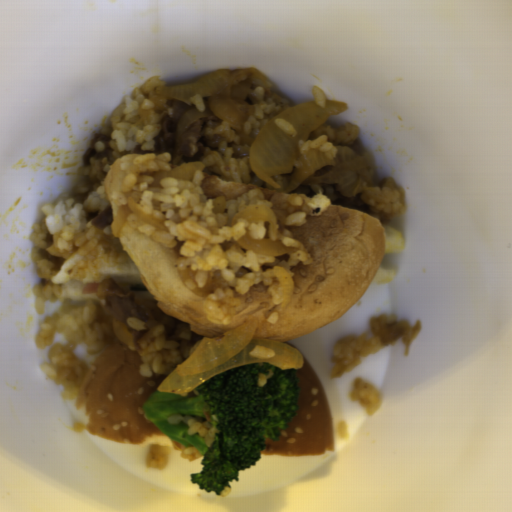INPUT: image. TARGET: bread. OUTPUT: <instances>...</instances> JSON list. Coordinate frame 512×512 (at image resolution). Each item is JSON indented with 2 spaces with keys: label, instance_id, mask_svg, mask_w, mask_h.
Returning <instances> with one entry per match:
<instances>
[{
  "label": "bread",
  "instance_id": "6",
  "mask_svg": "<svg viewBox=\"0 0 512 512\" xmlns=\"http://www.w3.org/2000/svg\"><path fill=\"white\" fill-rule=\"evenodd\" d=\"M384 229L385 249L383 255H394L404 251V237L400 230L393 226L382 223Z\"/></svg>",
  "mask_w": 512,
  "mask_h": 512
},
{
  "label": "bread",
  "instance_id": "5",
  "mask_svg": "<svg viewBox=\"0 0 512 512\" xmlns=\"http://www.w3.org/2000/svg\"><path fill=\"white\" fill-rule=\"evenodd\" d=\"M141 155L139 154H123L121 156H118L108 169L106 175L103 177V179L100 181L98 185H103L106 194L108 196V206H111L112 208V225L114 223V220L119 212L120 207L116 205L114 202L111 201V195L113 193L114 187L116 184H118L122 179L124 174L121 172L120 166L125 161H134L137 157Z\"/></svg>",
  "mask_w": 512,
  "mask_h": 512
},
{
  "label": "bread",
  "instance_id": "2",
  "mask_svg": "<svg viewBox=\"0 0 512 512\" xmlns=\"http://www.w3.org/2000/svg\"><path fill=\"white\" fill-rule=\"evenodd\" d=\"M141 356L130 346L109 343L86 367L76 406L89 432L108 442L149 448L174 449L173 439L162 433L143 410L169 375L142 377Z\"/></svg>",
  "mask_w": 512,
  "mask_h": 512
},
{
  "label": "bread",
  "instance_id": "3",
  "mask_svg": "<svg viewBox=\"0 0 512 512\" xmlns=\"http://www.w3.org/2000/svg\"><path fill=\"white\" fill-rule=\"evenodd\" d=\"M124 254L126 256L124 262L117 264L103 262L101 266H96L100 272L98 280H92L88 277L73 279L70 275V269L77 265L80 260H85V256L77 254L75 250L64 260L61 268L50 279L52 285L61 286V295L58 299L60 303L71 302L73 305H78L86 300L100 301L96 290L106 278H111L118 283L125 284L140 306L146 301H156L154 296L143 285L137 266L127 253L124 252Z\"/></svg>",
  "mask_w": 512,
  "mask_h": 512
},
{
  "label": "bread",
  "instance_id": "1",
  "mask_svg": "<svg viewBox=\"0 0 512 512\" xmlns=\"http://www.w3.org/2000/svg\"><path fill=\"white\" fill-rule=\"evenodd\" d=\"M302 226L286 225L307 248L309 265L289 268L294 286L288 305L252 301L233 315L228 325L210 321L204 308L207 294L188 289L177 271L174 246L159 243L137 231L117 236L122 250L136 266L142 285L155 304L146 312L156 327L163 325L167 342L178 345L182 362L205 337L220 340L248 317L260 322L255 338L272 339L297 349L303 366L293 369L301 387L297 410L280 430L278 440L265 439L259 456H322L334 450V435L324 389L306 355L291 340L325 327L360 300L383 260L385 229L374 216L330 205L317 216L305 215ZM181 362V363H182Z\"/></svg>",
  "mask_w": 512,
  "mask_h": 512
},
{
  "label": "bread",
  "instance_id": "4",
  "mask_svg": "<svg viewBox=\"0 0 512 512\" xmlns=\"http://www.w3.org/2000/svg\"><path fill=\"white\" fill-rule=\"evenodd\" d=\"M204 175L200 187L207 199H215L224 197L226 202L237 200L239 196L249 193L251 189H259L262 191L265 200L281 191L273 188H265L256 184H242L223 179L218 176L211 175L208 171H201Z\"/></svg>",
  "mask_w": 512,
  "mask_h": 512
},
{
  "label": "bread",
  "instance_id": "7",
  "mask_svg": "<svg viewBox=\"0 0 512 512\" xmlns=\"http://www.w3.org/2000/svg\"><path fill=\"white\" fill-rule=\"evenodd\" d=\"M395 274L396 272L394 269L382 267L380 265L369 285L375 288L390 283L394 279Z\"/></svg>",
  "mask_w": 512,
  "mask_h": 512
}]
</instances>
